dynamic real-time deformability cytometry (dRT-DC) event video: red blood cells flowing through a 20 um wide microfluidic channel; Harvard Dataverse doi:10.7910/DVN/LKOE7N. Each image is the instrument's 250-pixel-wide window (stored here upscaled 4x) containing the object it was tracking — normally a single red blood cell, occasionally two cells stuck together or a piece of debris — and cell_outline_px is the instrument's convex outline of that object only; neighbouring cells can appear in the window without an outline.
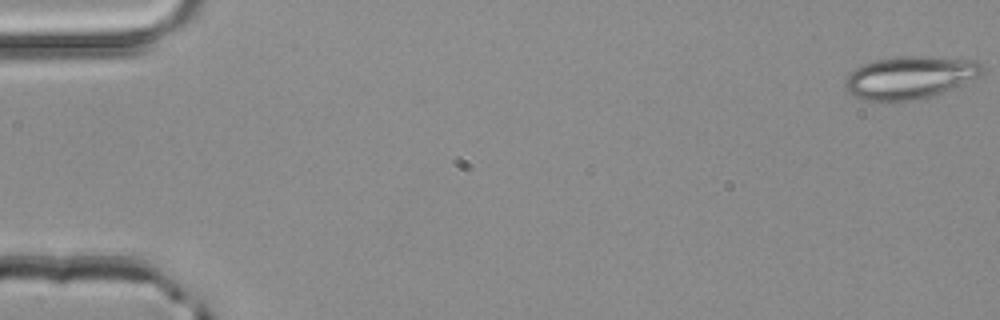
{"species": "common noctule bat (a hibernating species)", "species_latin": "Nyctalus noctula", "temperature_condition": "room temperature", "stored_images_in_passage": 52, "camera_frame_rate_fps": 3000, "um_per_image_px": 0.085, "animal": {"sex": "male", "body_mass_g": 20.4}, "frame": {"image": 1, "passage_image": 1, "time_ms": 0.0, "image_size_px": [1000, 320], "cell_outline_px": [[984, 72], [980, 76], [952, 88], [916, 100], [888, 104], [884, 104], [864, 100], [852, 96], [848, 92], [844, 84], [844, 80], [856, 68], [864, 64], [876, 60], [900, 56], [928, 56], [976, 60], [984, 68]], "centroid_in_image_um": [77.3, 6.62], "position_along_channel_um": 7.7, "area_um2": 34.51}}
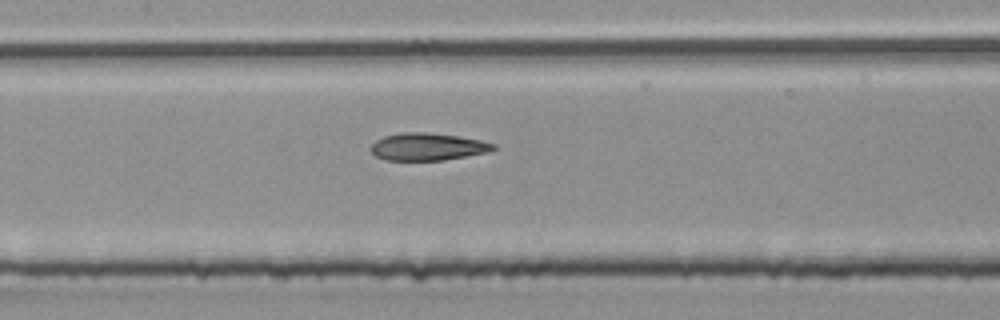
{"frame": {"image": 2, "passage_image": 25, "time_ms": 8.0, "image_size_px": [1000, 320], "cell_outline_px": [[496, 148], [488, 152], [444, 160], [388, 160], [376, 156], [368, 148], [376, 140], [384, 136], [400, 132], [424, 132], [460, 136], [480, 140], [496, 144]], "centroid_in_image_um": [36.34, 12.46], "position_along_channel_um": 171.1, "area_um2": 19.59}}
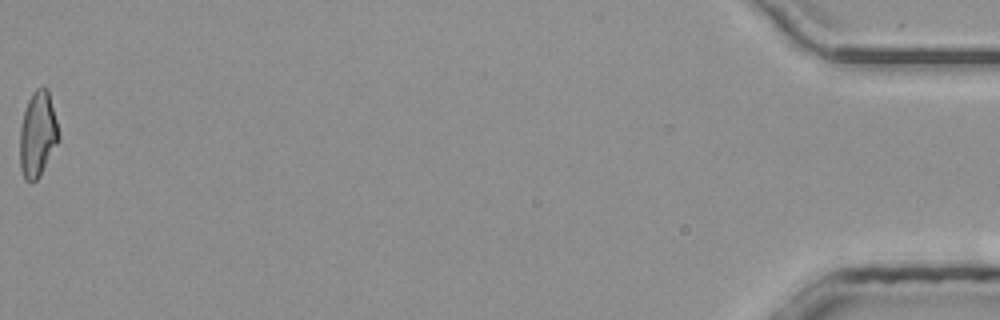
{"frame": {"image": 3, "passage_image": 52, "time_ms": 17.0, "image_size_px": [1000, 320], "cell_outline_px": [[60, 140], [40, 176], [36, 180], [24, 180], [20, 168], [20, 128], [24, 108], [32, 92], [40, 84], [44, 84], [48, 88], [60, 136]], "centroid_in_image_um": [3.21, 11.36], "position_along_channel_um": 432.0, "area_um2": 19.71}, "authors_computed_cell_mechanics": {"area_um2": 20.1144, "velocity_mm_per_s": 4.0743, "shape_relaxation_time_tau1_ms": null, "shape_relaxation_time_tau2_ms": 2.8479, "deformation_change_tau1": null, "deformation_change_tau2": 0.1193}}